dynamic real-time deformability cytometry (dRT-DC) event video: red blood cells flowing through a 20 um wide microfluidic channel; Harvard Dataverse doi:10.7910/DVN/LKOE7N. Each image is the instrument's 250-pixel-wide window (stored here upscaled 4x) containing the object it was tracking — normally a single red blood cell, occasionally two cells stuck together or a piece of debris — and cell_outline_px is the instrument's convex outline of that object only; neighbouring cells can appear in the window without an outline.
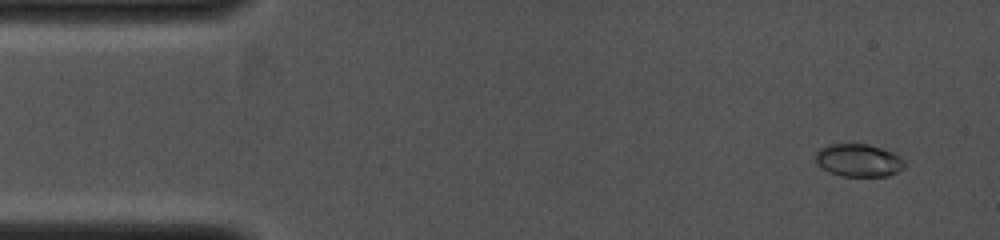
{"species": "common noctule bat (a hibernating species)", "species_latin": "Nyctalus noctula", "temperature_condition": "cold", "stored_images_in_passage": 22, "camera_frame_rate_fps": 4000, "um_per_image_px": 0.085, "animal": {"sex": "female", "body_mass_g": 19.0, "forearm_length_mm": 53.3}, "frame": {"image": 1, "passage_image": 2, "time_ms": 0.25, "image_size_px": [1000, 240], "cell_outline_px": [[904, 168], [888, 176], [840, 176], [828, 172], [816, 164], [816, 152], [820, 148], [828, 144], [868, 144], [892, 152], [900, 156], [904, 160]], "centroid_in_image_um": [72.96, 13.63], "position_along_channel_um": 12.0, "area_um2": 17.05}}
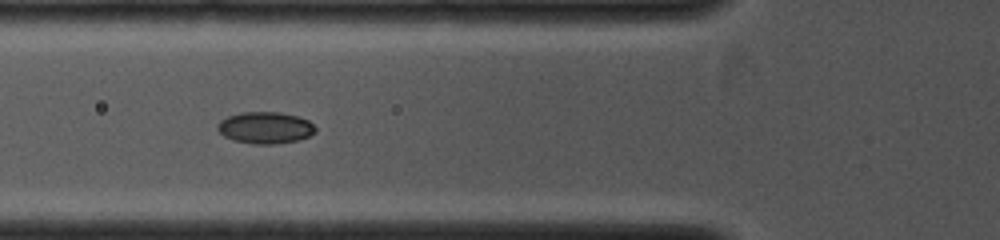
{"frame": {"image": 2, "passage_image": 13, "time_ms": 4.0, "image_size_px": [1000, 240], "cell_outline_px": [[316, 132], [308, 136], [296, 140], [272, 144], [252, 144], [232, 140], [224, 136], [216, 128], [216, 124], [220, 120], [228, 116], [240, 112], [280, 112], [296, 116], [308, 120], [316, 128]], "centroid_in_image_um": [22.5, 10.85], "position_along_channel_um": 103.3, "area_um2": 18.09}}
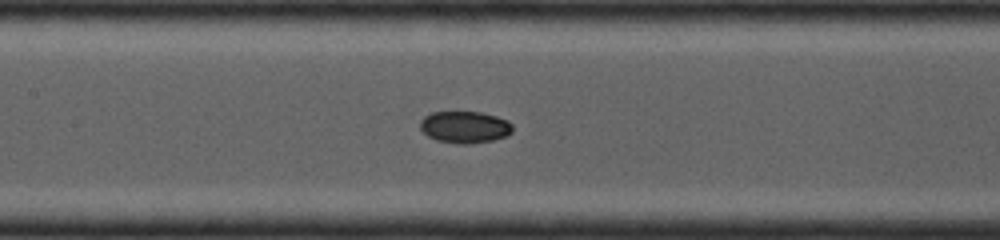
{"frame": {"image": 3, "passage_image": 19, "time_ms": 5.25, "image_size_px": [1000, 240], "cell_outline_px": [[512, 132], [508, 136], [492, 140], [472, 144], [456, 144], [436, 140], [428, 136], [420, 128], [420, 120], [424, 116], [432, 112], [480, 112], [496, 116], [508, 120], [512, 124]], "centroid_in_image_um": [39.51, 10.81], "position_along_channel_um": 167.9, "area_um2": 17.34}}